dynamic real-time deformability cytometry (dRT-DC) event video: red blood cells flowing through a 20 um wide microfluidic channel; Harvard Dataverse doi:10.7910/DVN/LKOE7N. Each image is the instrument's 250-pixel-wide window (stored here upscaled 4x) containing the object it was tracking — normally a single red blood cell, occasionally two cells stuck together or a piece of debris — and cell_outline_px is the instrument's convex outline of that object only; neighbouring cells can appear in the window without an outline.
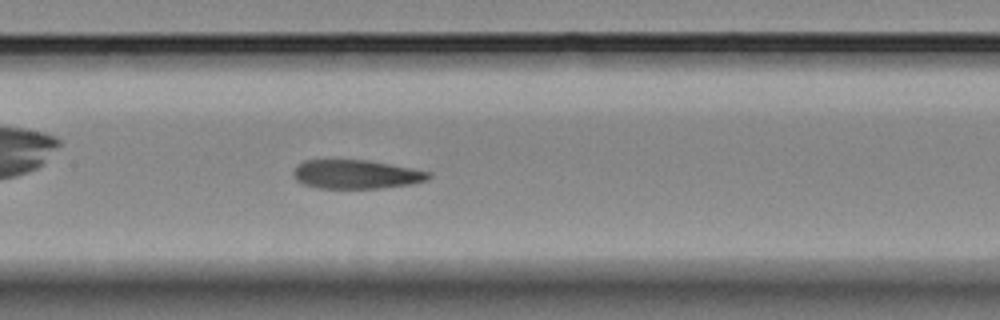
{"species": "Egyptian fruit bat (a non-hibernating species)", "species_latin": "Rousettus aegyptiacus", "temperature_condition": "room temperature", "stored_images_in_passage": 6, "camera_frame_rate_fps": 3000, "um_per_image_px": 0.085, "animal": {"sex": "female"}, "frame": {"image": 1, "passage_image": 6, "time_ms": 7.0, "image_size_px": [1000, 320], "cell_outline_px": [[432, 176], [428, 180], [412, 184], [380, 188], [316, 188], [304, 184], [296, 180], [292, 176], [292, 172], [304, 160], [368, 160], [432, 172]], "centroid_in_image_um": [30.29, 14.82], "position_along_channel_um": 177.1, "area_um2": 22.77}}